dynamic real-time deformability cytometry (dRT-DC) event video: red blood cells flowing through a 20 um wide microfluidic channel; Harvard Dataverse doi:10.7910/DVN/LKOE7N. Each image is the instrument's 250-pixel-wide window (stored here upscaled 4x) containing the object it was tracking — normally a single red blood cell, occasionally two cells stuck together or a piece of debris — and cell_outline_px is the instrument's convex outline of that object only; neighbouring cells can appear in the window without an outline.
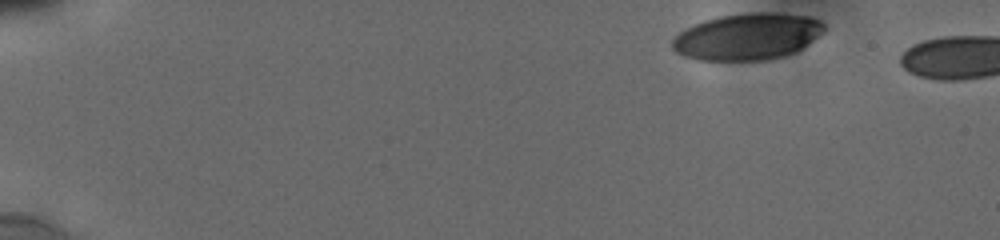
{"species": "human", "species_latin": "Homo sapiens", "temperature_condition": "cold", "stored_images_in_passage": 23, "camera_frame_rate_fps": 3000, "um_per_image_px": 0.085, "donor": {"sex": "male"}, "frame": {"image": 1, "passage_image": 1, "time_ms": 0.0, "image_size_px": [1000, 240], "cell_outline_px": [[828, 28], [824, 32], [808, 44], [796, 52], [784, 56], [768, 60], [696, 60], [684, 56], [676, 52], [672, 48], [672, 40], [680, 32], [704, 20], [720, 16], [748, 12], [768, 12], [812, 16], [820, 20]], "centroid_in_image_um": [63.58, 3.11], "position_along_channel_um": 21.4, "area_um2": 41.5}}
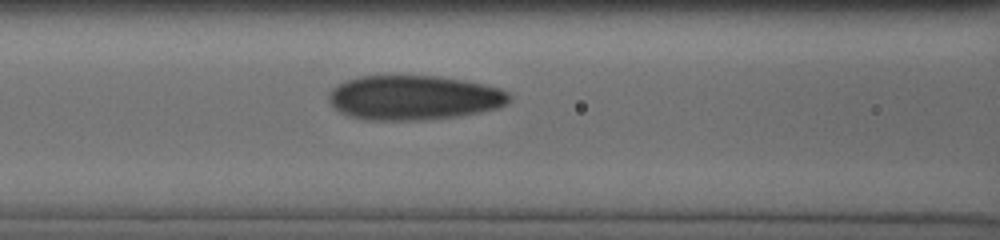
{"frame": {"image": 2, "passage_image": 17, "time_ms": 6.333, "image_size_px": [1000, 240], "cell_outline_px": [[512, 100], [508, 104], [500, 108], [460, 116], [424, 120], [364, 120], [348, 116], [340, 112], [328, 100], [328, 96], [332, 88], [348, 80], [360, 76], [436, 76], [464, 80], [500, 88], [512, 92]], "centroid_in_image_um": [35.24, 8.31], "position_along_channel_um": 131.4, "area_um2": 47.28}}
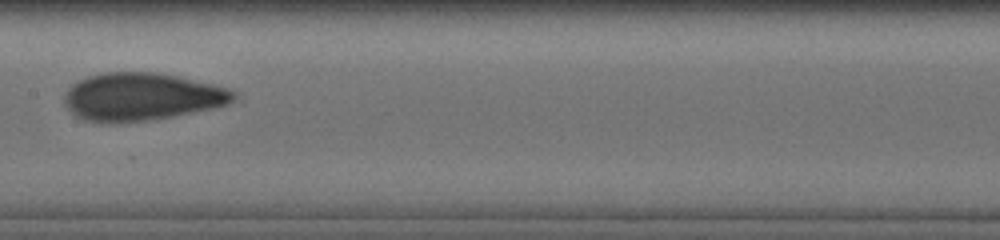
{"frame": {"image": 3, "passage_image": 21, "time_ms": 8.0, "image_size_px": [1000, 240], "cell_outline_px": [[236, 100], [228, 104], [216, 108], [172, 116], [148, 120], [116, 124], [84, 120], [76, 116], [64, 104], [64, 92], [72, 84], [88, 76], [104, 72], [156, 72], [176, 76], [212, 84], [236, 92]], "centroid_in_image_um": [12.01, 8.23], "position_along_channel_um": 195.4, "area_um2": 47.22}}